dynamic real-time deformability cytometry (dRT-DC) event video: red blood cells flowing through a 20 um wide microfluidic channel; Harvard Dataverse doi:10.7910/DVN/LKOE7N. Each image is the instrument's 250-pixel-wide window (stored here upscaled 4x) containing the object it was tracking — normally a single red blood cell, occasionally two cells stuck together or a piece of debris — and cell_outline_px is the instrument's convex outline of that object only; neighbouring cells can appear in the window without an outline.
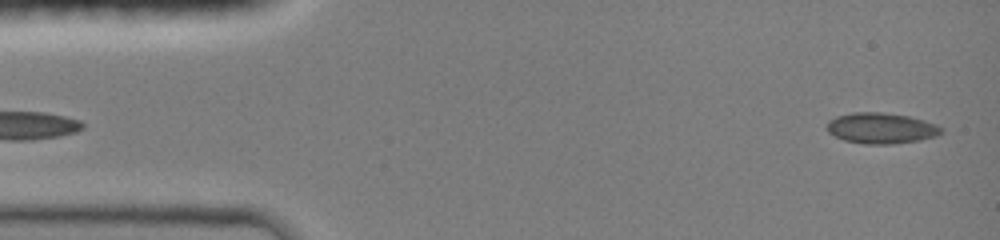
{"species": "common noctule bat (a hibernating species)", "species_latin": "Nyctalus noctula", "temperature_condition": "room temperature", "stored_images_in_passage": 20, "camera_frame_rate_fps": 3000, "um_per_image_px": 0.085, "animal": {"sex": "female", "body_mass_g": 19.0, "forearm_length_mm": 51.5}, "frame": {"image": 1, "passage_image": 2, "time_ms": 0.333, "image_size_px": [1000, 240], "cell_outline_px": [[944, 132], [936, 136], [920, 140], [888, 144], [868, 144], [844, 140], [828, 132], [828, 120], [836, 116], [852, 112], [884, 112], [908, 116], [924, 120], [936, 124], [944, 128]], "centroid_in_image_um": [74.93, 10.88], "position_along_channel_um": 10.1, "area_um2": 20.52}}
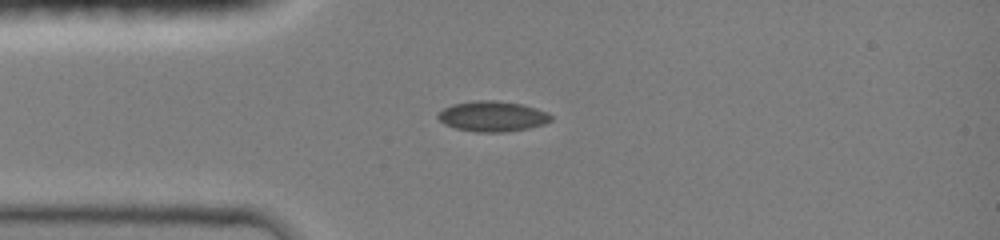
{"frame": {"image": 2, "passage_image": 16, "time_ms": 3.333, "image_size_px": [1000, 240], "cell_outline_px": [[552, 120], [544, 124], [528, 128], [504, 132], [476, 132], [456, 128], [444, 124], [436, 116], [444, 108], [452, 104], [472, 100], [496, 100], [520, 104], [536, 108], [548, 112], [552, 116]], "centroid_in_image_um": [41.86, 9.88], "position_along_channel_um": 43.1, "area_um2": 20.06}}